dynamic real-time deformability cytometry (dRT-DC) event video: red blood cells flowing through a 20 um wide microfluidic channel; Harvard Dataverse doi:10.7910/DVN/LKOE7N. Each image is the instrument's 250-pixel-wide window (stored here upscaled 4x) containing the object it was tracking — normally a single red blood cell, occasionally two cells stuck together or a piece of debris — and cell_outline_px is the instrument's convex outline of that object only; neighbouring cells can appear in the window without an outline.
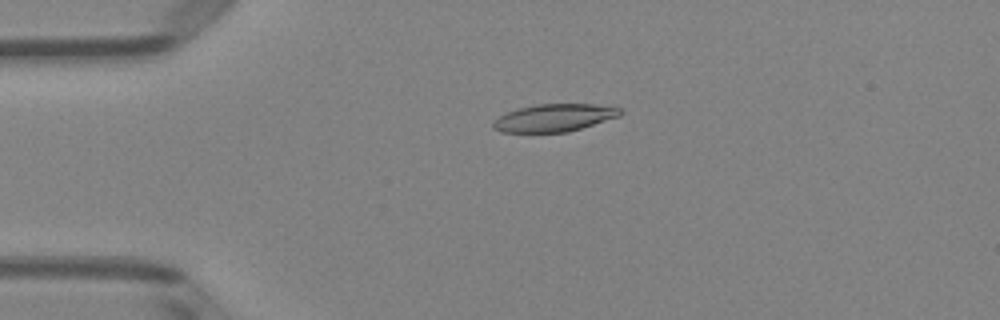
{"species": "Egyptian fruit bat (a non-hibernating species)", "species_latin": "Rousettus aegyptiacus", "temperature_condition": "room temperature", "stored_images_in_passage": 51, "camera_frame_rate_fps": 3000, "um_per_image_px": 0.085, "animal": {"sex": "female"}, "frame": {"image": 1, "passage_image": 12, "time_ms": 3.667, "image_size_px": [1000, 320], "cell_outline_px": [[624, 112], [620, 116], [568, 132], [500, 132], [492, 128], [492, 120], [508, 112], [520, 108], [536, 104], [592, 104], [620, 108]], "centroid_in_image_um": [47.09, 10.01], "position_along_channel_um": 37.9, "area_um2": 20.35}}
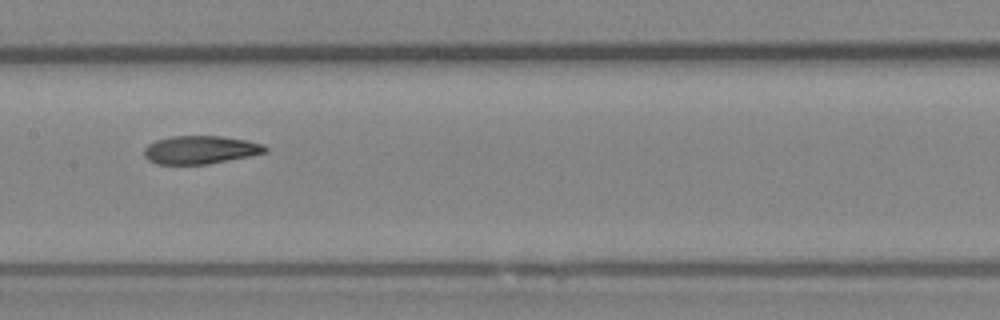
{"frame": {"image": 2, "passage_image": 26, "time_ms": 8.333, "image_size_px": [1000, 320], "cell_outline_px": [[268, 152], [208, 164], [156, 164], [148, 160], [144, 156], [144, 148], [148, 144], [156, 140], [172, 136], [220, 136], [244, 140], [260, 144], [268, 148]], "centroid_in_image_um": [16.98, 12.74], "position_along_channel_um": 190.4, "area_um2": 19.71}}
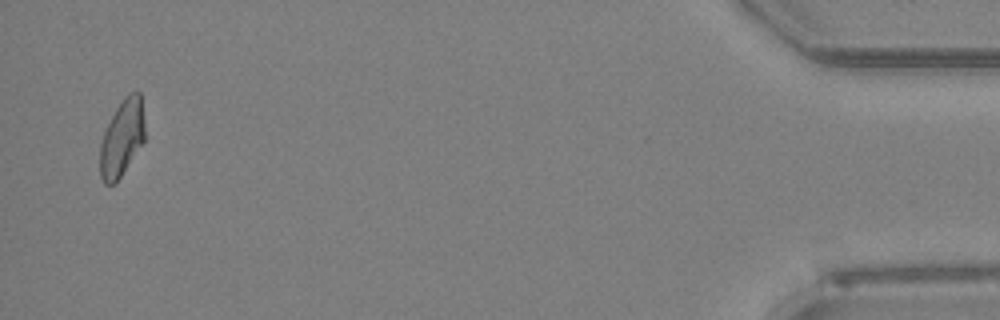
{"frame": {"image": 3, "passage_image": 50, "time_ms": 16.333, "image_size_px": [1000, 320], "cell_outline_px": [[144, 140], [116, 184], [104, 184], [100, 176], [100, 144], [104, 132], [116, 108], [124, 96], [128, 92], [140, 92], [144, 120]], "centroid_in_image_um": [10.36, 11.74], "position_along_channel_um": 424.8, "area_um2": 19.88}, "authors_computed_cell_mechanics": {"area_um2": 20.4612, "velocity_mm_per_s": 3.9909, "shape_relaxation_time_tau1_ms": 7.8657, "shape_relaxation_time_tau2_ms": 3.7552, "deformation_change_tau1": 0.1944, "deformation_change_tau2": 0.1082}}